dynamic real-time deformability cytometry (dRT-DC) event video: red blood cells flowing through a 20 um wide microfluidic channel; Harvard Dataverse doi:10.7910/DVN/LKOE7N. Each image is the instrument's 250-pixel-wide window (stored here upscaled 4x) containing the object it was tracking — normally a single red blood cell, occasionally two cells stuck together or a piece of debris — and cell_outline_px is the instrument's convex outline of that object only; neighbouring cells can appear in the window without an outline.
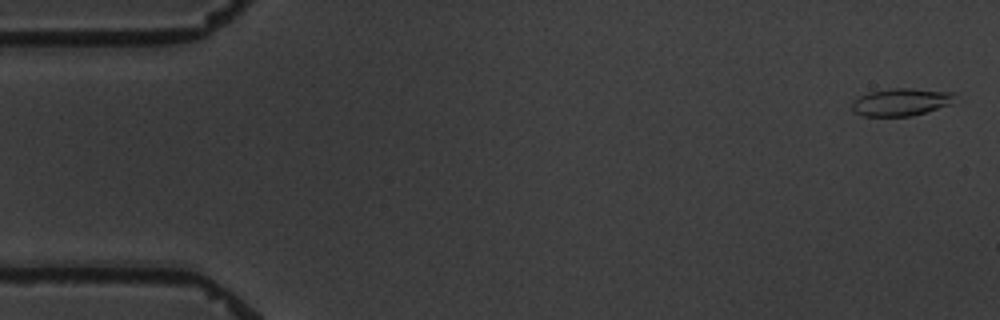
{"species": "common noctule bat (a hibernating species)", "species_latin": "Nyctalus noctula", "temperature_condition": "warm", "stored_images_in_passage": 6, "camera_frame_rate_fps": 3000, "um_per_image_px": 0.085, "animal": {"sex": "male", "body_mass_g": 19.5, "forearm_length_mm": 54.6}, "frame": {"image": 1, "passage_image": 1, "time_ms": 0.0, "image_size_px": [1000, 320], "cell_outline_px": [[956, 92], [948, 104], [912, 116], [864, 116], [856, 112], [852, 108], [852, 100], [868, 92], [892, 88], [912, 88]], "centroid_in_image_um": [76.53, 8.66], "position_along_channel_um": 8.5, "area_um2": 16.24}}